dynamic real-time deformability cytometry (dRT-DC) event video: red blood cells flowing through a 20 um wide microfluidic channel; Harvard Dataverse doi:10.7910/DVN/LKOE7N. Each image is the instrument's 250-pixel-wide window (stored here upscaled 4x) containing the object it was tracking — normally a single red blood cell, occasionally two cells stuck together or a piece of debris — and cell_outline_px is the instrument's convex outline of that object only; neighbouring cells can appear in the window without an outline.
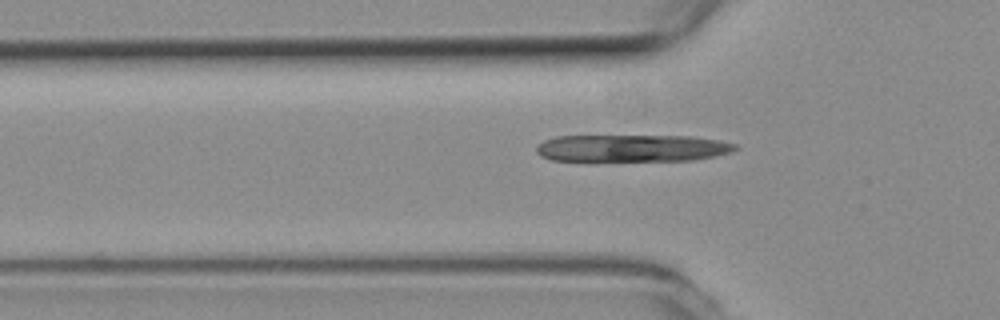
{"species": "common noctule bat (a hibernating species)", "species_latin": "Nyctalus noctula", "temperature_condition": "room temperature", "stored_images_in_passage": 39, "camera_frame_rate_fps": 3000, "um_per_image_px": 0.085, "animal": {"sex": "female", "body_mass_g": 19.3, "forearm_length_mm": 54.1}, "frame": {"image": 1, "passage_image": 3, "time_ms": 0.667, "image_size_px": [1000, 320], "cell_outline_px": [[740, 148], [732, 152], [716, 156], [692, 160], [552, 160], [540, 156], [536, 152], [536, 148], [544, 140], [556, 136], [692, 136], [720, 140], [736, 144]], "centroid_in_image_um": [53.78, 12.58], "position_along_channel_um": 72.0, "area_um2": 31.39}}
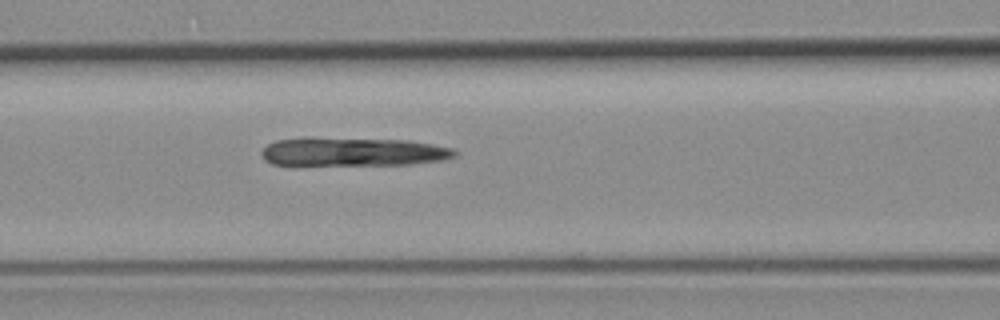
{"frame": {"image": 2, "passage_image": 8, "time_ms": 2.333, "image_size_px": [1000, 320], "cell_outline_px": [[456, 156], [440, 160], [412, 164], [272, 164], [264, 160], [260, 152], [268, 144], [276, 140], [408, 140], [432, 144], [452, 148], [456, 152]], "centroid_in_image_um": [30.07, 12.93], "position_along_channel_um": 136.5, "area_um2": 30.46}}
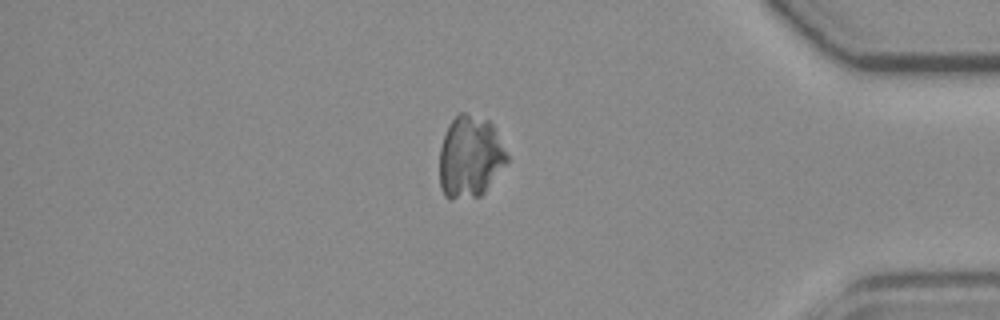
{"frame": {"image": 3, "passage_image": 31, "time_ms": 10.0, "image_size_px": [1000, 320], "cell_outline_px": [[508, 160], [484, 192], [480, 196], [452, 200], [448, 200], [444, 196], [440, 188], [440, 148], [448, 124], [460, 112], [464, 112], [488, 120], [492, 124], [508, 156]], "centroid_in_image_um": [39.93, 13.35], "position_along_channel_um": 395.3, "area_um2": 32.08}}